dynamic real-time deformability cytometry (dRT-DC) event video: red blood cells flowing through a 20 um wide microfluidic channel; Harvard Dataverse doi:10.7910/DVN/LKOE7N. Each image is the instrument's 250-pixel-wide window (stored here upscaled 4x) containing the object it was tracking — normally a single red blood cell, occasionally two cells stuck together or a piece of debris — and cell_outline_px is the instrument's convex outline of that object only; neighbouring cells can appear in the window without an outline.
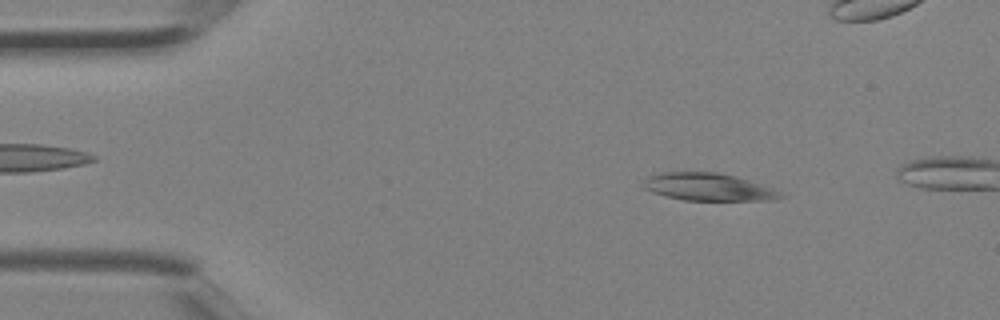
{"species": "Egyptian fruit bat (a non-hibernating species)", "species_latin": "Rousettus aegyptiacus", "temperature_condition": "room temperature", "stored_images_in_passage": 3, "camera_frame_rate_fps": 3000, "um_per_image_px": 0.085, "animal": {"sex": "female"}, "frame": {"image": 1, "passage_image": 1, "time_ms": 0.0, "image_size_px": [1000, 320], "cell_outline_px": [[788, 196], [768, 200], [684, 200], [652, 192], [644, 188], [640, 184], [648, 176], [664, 172], [716, 172], [748, 180], [772, 188]], "centroid_in_image_um": [60.17, 15.89], "position_along_channel_um": 24.8, "area_um2": 21.73}}